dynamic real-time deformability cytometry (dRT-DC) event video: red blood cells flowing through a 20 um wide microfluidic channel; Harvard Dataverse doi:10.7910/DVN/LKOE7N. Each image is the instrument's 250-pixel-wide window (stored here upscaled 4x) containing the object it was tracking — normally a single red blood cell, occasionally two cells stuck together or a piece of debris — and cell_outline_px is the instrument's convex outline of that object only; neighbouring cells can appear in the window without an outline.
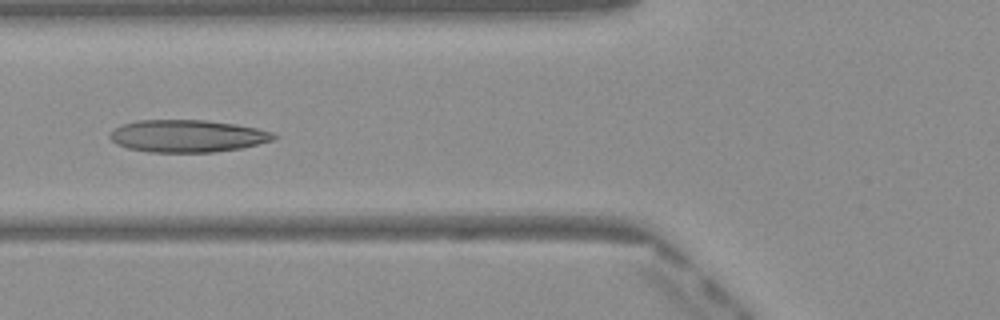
{"species": "Egyptian fruit bat (a non-hibernating species)", "species_latin": "Rousettus aegyptiacus", "temperature_condition": "warm", "stored_images_in_passage": 49, "camera_frame_rate_fps": 3000, "um_per_image_px": 0.085, "frame": {"image": 1, "passage_image": 19, "time_ms": 6.0, "image_size_px": [1000, 320], "cell_outline_px": [[280, 136], [272, 140], [240, 148], [212, 152], [148, 152], [128, 148], [116, 144], [108, 136], [112, 128], [136, 120], [204, 120], [236, 124], [256, 128], [272, 132]], "centroid_in_image_um": [15.89, 11.55], "position_along_channel_um": 109.9, "area_um2": 30.87}}
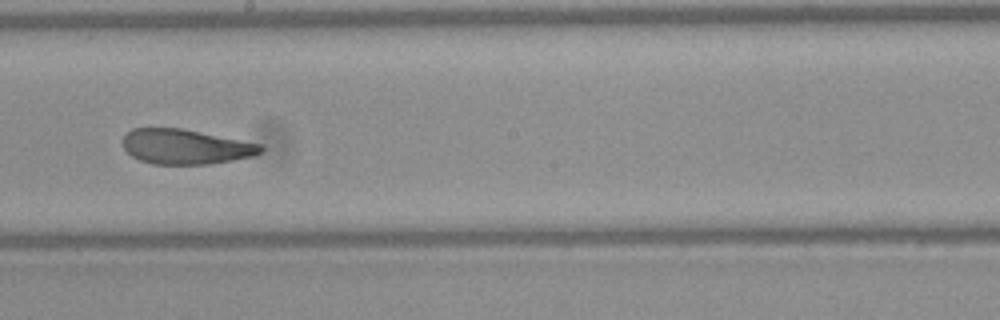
{"frame": {"image": 2, "passage_image": 28, "time_ms": 9.0, "image_size_px": [1000, 320], "cell_outline_px": [[264, 152], [252, 156], [232, 160], [208, 164], [152, 164], [140, 160], [132, 156], [124, 148], [124, 136], [132, 128], [180, 128], [264, 144]], "centroid_in_image_um": [15.82, 12.47], "position_along_channel_um": 232.4, "area_um2": 28.03}}
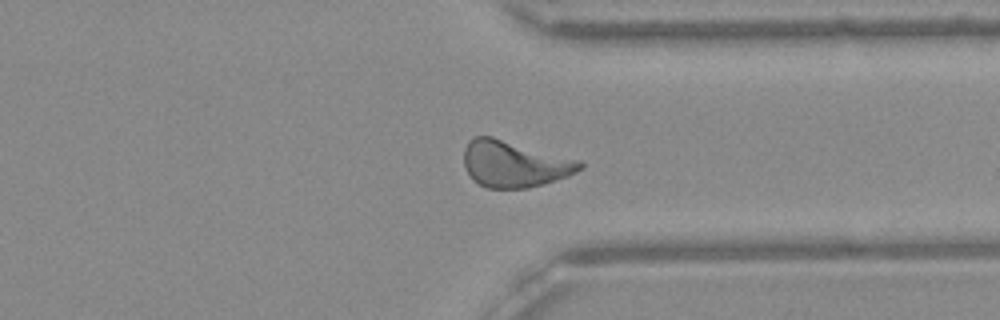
{"frame": {"image": 3, "passage_image": 38, "time_ms": 12.333, "image_size_px": [1000, 320], "cell_outline_px": [[584, 168], [568, 176], [544, 184], [528, 188], [488, 188], [472, 180], [464, 164], [464, 148], [468, 140], [476, 136], [492, 136], [580, 160], [584, 164]], "centroid_in_image_um": [43.73, 13.93], "position_along_channel_um": 367.7, "area_um2": 31.5}}